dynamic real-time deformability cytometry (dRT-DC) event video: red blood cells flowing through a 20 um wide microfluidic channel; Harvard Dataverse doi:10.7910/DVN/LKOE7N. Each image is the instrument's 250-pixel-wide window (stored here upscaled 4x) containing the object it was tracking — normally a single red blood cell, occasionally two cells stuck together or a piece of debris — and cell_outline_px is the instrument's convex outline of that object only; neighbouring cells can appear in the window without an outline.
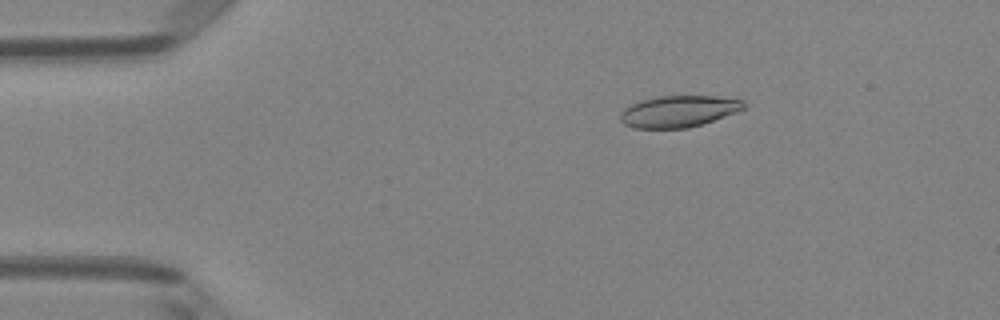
{"species": "Egyptian fruit bat (a non-hibernating species)", "species_latin": "Rousettus aegyptiacus", "temperature_condition": "room temperature", "stored_images_in_passage": 45, "camera_frame_rate_fps": 3000, "um_per_image_px": 0.085, "animal": {"sex": "female"}, "frame": {"image": 1, "passage_image": 3, "time_ms": 0.667, "image_size_px": [1000, 320], "cell_outline_px": [[748, 104], [744, 108], [736, 112], [688, 128], [632, 128], [624, 124], [620, 120], [620, 112], [624, 108], [640, 100], [656, 96], [716, 96], [744, 100]], "centroid_in_image_um": [57.66, 9.45], "position_along_channel_um": 27.3, "area_um2": 22.72}}
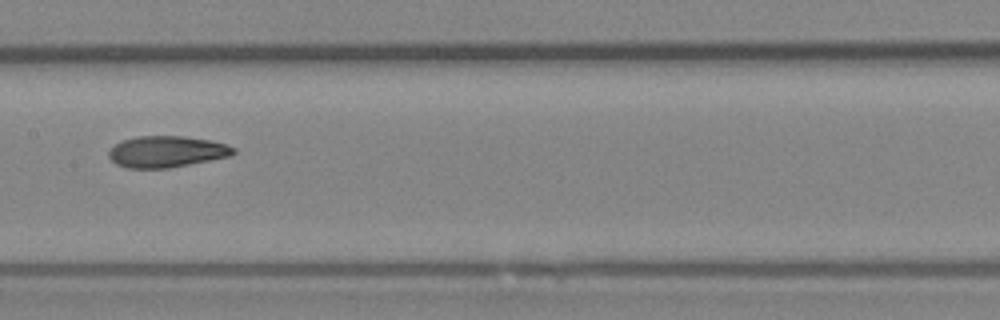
{"frame": {"image": 2, "passage_image": 20, "time_ms": 6.333, "image_size_px": [1000, 320], "cell_outline_px": [[236, 152], [232, 156], [168, 168], [128, 168], [116, 164], [108, 156], [108, 152], [120, 140], [136, 136], [184, 136], [212, 140], [236, 148]], "centroid_in_image_um": [14.17, 12.88], "position_along_channel_um": 193.2, "area_um2": 22.89}}
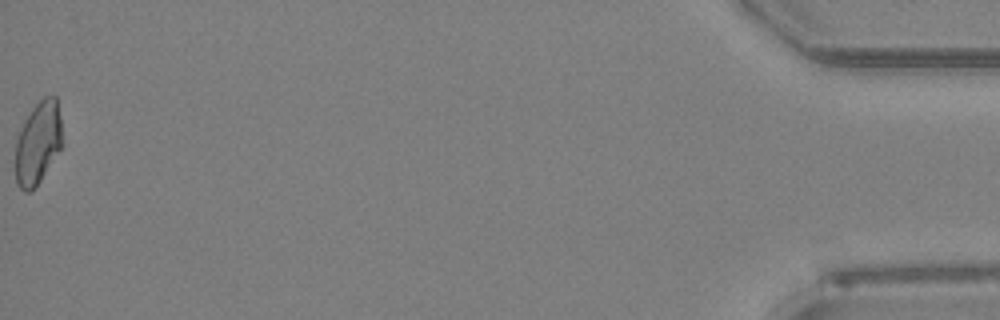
{"frame": {"image": 3, "passage_image": 45, "time_ms": 14.667, "image_size_px": [1000, 320], "cell_outline_px": [[64, 144], [32, 192], [24, 192], [16, 184], [16, 140], [24, 120], [32, 108], [44, 96], [56, 96], [60, 116]], "centroid_in_image_um": [3.25, 12.15], "position_along_channel_um": 432.0, "area_um2": 22.72}, "authors_computed_cell_mechanics": {"area_um2": 22.8888, "velocity_mm_per_s": 4.0528, "shape_relaxation_time_tau1_ms": 5.3072, "shape_relaxation_time_tau2_ms": 3.3204, "deformation_change_tau1": 0.1509, "deformation_change_tau2": 0.0953}}